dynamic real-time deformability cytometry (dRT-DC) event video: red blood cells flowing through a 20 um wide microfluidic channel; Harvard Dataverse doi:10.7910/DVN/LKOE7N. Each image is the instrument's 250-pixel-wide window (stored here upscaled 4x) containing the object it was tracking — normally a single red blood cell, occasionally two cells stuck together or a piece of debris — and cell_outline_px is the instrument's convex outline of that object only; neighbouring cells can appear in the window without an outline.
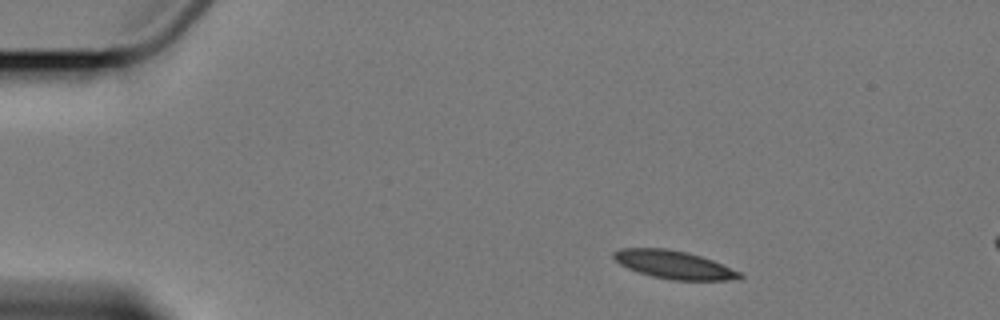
{"species": "Egyptian fruit bat (a non-hibernating species)", "species_latin": "Rousettus aegyptiacus", "temperature_condition": "cold", "stored_images_in_passage": 3, "camera_frame_rate_fps": 3000, "um_per_image_px": 0.085, "animal": {"sex": "female"}, "frame": {"image": 1, "passage_image": 1, "time_ms": 0.0, "image_size_px": [1000, 320], "cell_outline_px": [[744, 276], [740, 280], [672, 280], [652, 276], [628, 268], [620, 264], [612, 256], [612, 252], [620, 248], [668, 248], [688, 252], [712, 260], [740, 272]], "centroid_in_image_um": [57.29, 22.49], "position_along_channel_um": 27.7, "area_um2": 20.63}}